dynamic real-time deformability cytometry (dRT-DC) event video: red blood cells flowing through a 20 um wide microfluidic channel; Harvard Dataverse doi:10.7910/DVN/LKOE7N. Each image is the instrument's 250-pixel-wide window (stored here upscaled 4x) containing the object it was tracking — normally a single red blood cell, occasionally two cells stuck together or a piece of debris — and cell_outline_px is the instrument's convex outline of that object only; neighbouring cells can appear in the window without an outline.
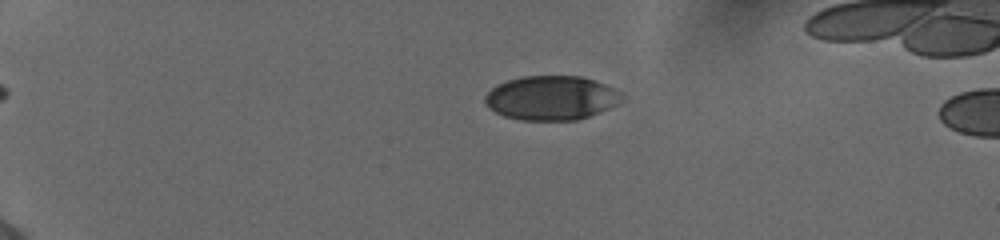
{"species": "human", "species_latin": "Homo sapiens", "temperature_condition": "cold", "stored_images_in_passage": 20, "camera_frame_rate_fps": 3000, "um_per_image_px": 0.085, "donor": {"sex": "female"}, "frame": {"image": 1, "passage_image": 15, "time_ms": 4.667, "image_size_px": [1000, 240], "cell_outline_px": [[620, 100], [616, 104], [608, 108], [588, 116], [576, 120], [520, 120], [504, 116], [488, 108], [484, 100], [484, 96], [496, 84], [508, 80], [524, 76], [580, 76], [616, 88], [620, 92]], "centroid_in_image_um": [46.81, 8.32], "position_along_channel_um": 38.2, "area_um2": 35.03}}